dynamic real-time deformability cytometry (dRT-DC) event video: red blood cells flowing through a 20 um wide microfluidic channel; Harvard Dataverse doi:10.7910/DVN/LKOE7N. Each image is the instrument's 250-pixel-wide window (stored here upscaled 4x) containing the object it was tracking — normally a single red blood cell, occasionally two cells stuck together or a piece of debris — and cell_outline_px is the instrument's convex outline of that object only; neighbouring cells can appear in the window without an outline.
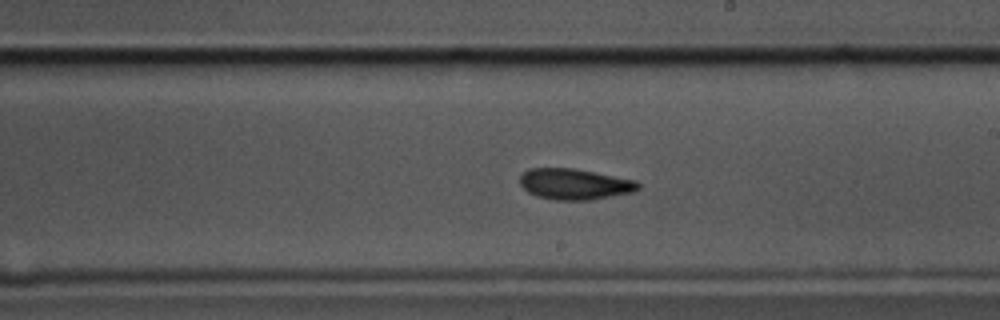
{"species": "common noctule bat (a hibernating species)", "species_latin": "Nyctalus noctula", "temperature_condition": "cold", "stored_images_in_passage": 58, "camera_frame_rate_fps": 3000, "um_per_image_px": 0.085, "animal": {"sex": "male", "body_mass_g": 17.5, "forearm_length_mm": 52.3}, "frame": {"image": 1, "passage_image": 33, "time_ms": 10.667, "image_size_px": [1000, 320], "cell_outline_px": [[640, 188], [636, 192], [592, 200], [556, 200], [536, 196], [528, 192], [520, 184], [520, 176], [528, 168], [572, 168], [636, 180], [640, 184]], "centroid_in_image_um": [48.87, 15.66], "position_along_channel_um": 240.1, "area_um2": 21.44}}
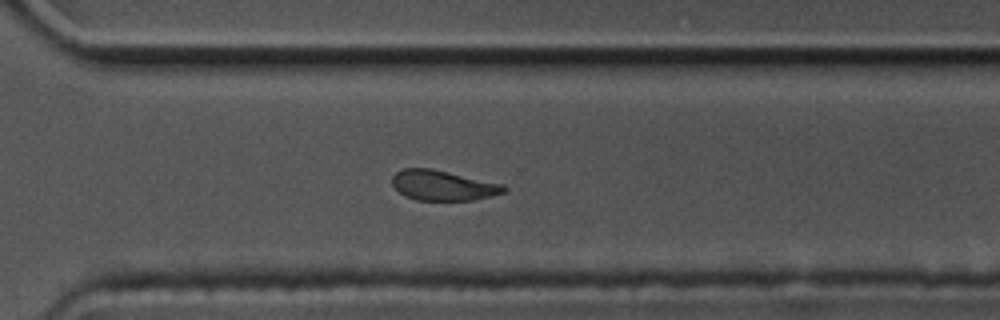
{"frame": {"image": 2, "passage_image": 41, "time_ms": 13.333, "image_size_px": [1000, 320], "cell_outline_px": [[508, 188], [504, 192], [492, 196], [476, 200], [416, 200], [404, 196], [392, 184], [392, 176], [400, 168], [432, 168], [504, 184]], "centroid_in_image_um": [37.66, 15.75], "position_along_channel_um": 332.9, "area_um2": 19.83}}
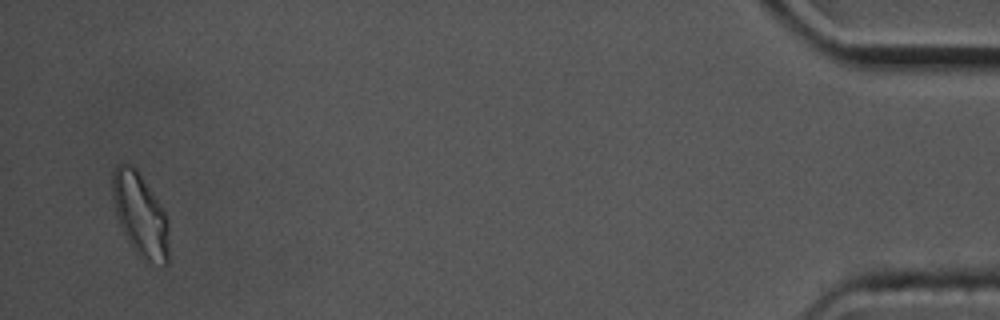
{"frame": {"image": 3, "passage_image": 56, "time_ms": 18.333, "image_size_px": [1000, 320], "cell_outline_px": [[168, 264], [148, 268], [140, 260], [124, 236], [116, 216], [112, 200], [112, 172], [116, 164], [124, 160], [132, 164], [136, 168], [160, 204], [168, 220]], "centroid_in_image_um": [11.9, 18.32], "position_along_channel_um": 423.3, "area_um2": 28.55}, "authors_computed_cell_mechanics": {"area_um2": 21.1837, "velocity_mm_per_s": 3.4805, "shape_relaxation_time_tau1_ms": 2.9612, "shape_relaxation_time_tau2_ms": 2.4777, "deformation_change_tau1": 0.1201, "deformation_change_tau2": 0.0909}}